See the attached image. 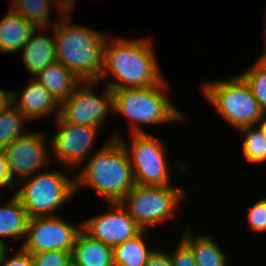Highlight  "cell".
I'll use <instances>...</instances> for the list:
<instances>
[{
	"mask_svg": "<svg viewBox=\"0 0 266 266\" xmlns=\"http://www.w3.org/2000/svg\"><path fill=\"white\" fill-rule=\"evenodd\" d=\"M109 38L108 36L104 44L103 69L99 82L111 73L113 78L106 85L115 90L154 86L165 79L152 40Z\"/></svg>",
	"mask_w": 266,
	"mask_h": 266,
	"instance_id": "1",
	"label": "cell"
},
{
	"mask_svg": "<svg viewBox=\"0 0 266 266\" xmlns=\"http://www.w3.org/2000/svg\"><path fill=\"white\" fill-rule=\"evenodd\" d=\"M71 13L67 11L64 15H59L60 20L51 27L57 61L81 81L99 82L103 69L104 44L108 36L88 26L69 23Z\"/></svg>",
	"mask_w": 266,
	"mask_h": 266,
	"instance_id": "2",
	"label": "cell"
},
{
	"mask_svg": "<svg viewBox=\"0 0 266 266\" xmlns=\"http://www.w3.org/2000/svg\"><path fill=\"white\" fill-rule=\"evenodd\" d=\"M90 155L75 179V193L83 186L97 191L105 201L120 202L136 185L129 155L117 139L107 140Z\"/></svg>",
	"mask_w": 266,
	"mask_h": 266,
	"instance_id": "3",
	"label": "cell"
},
{
	"mask_svg": "<svg viewBox=\"0 0 266 266\" xmlns=\"http://www.w3.org/2000/svg\"><path fill=\"white\" fill-rule=\"evenodd\" d=\"M167 86L164 79L154 86L112 90L113 112L130 120V134L147 133L142 128L145 125L182 121L183 114L165 94Z\"/></svg>",
	"mask_w": 266,
	"mask_h": 266,
	"instance_id": "4",
	"label": "cell"
},
{
	"mask_svg": "<svg viewBox=\"0 0 266 266\" xmlns=\"http://www.w3.org/2000/svg\"><path fill=\"white\" fill-rule=\"evenodd\" d=\"M202 92L212 108L236 131L256 125L265 115L240 74L221 81L205 82Z\"/></svg>",
	"mask_w": 266,
	"mask_h": 266,
	"instance_id": "5",
	"label": "cell"
},
{
	"mask_svg": "<svg viewBox=\"0 0 266 266\" xmlns=\"http://www.w3.org/2000/svg\"><path fill=\"white\" fill-rule=\"evenodd\" d=\"M17 185L15 196L30 218L55 216L56 210L75 194V179L71 180L59 170L37 172L21 179Z\"/></svg>",
	"mask_w": 266,
	"mask_h": 266,
	"instance_id": "6",
	"label": "cell"
},
{
	"mask_svg": "<svg viewBox=\"0 0 266 266\" xmlns=\"http://www.w3.org/2000/svg\"><path fill=\"white\" fill-rule=\"evenodd\" d=\"M185 191L172 185H135L120 201L137 225L145 231L171 220L182 202Z\"/></svg>",
	"mask_w": 266,
	"mask_h": 266,
	"instance_id": "7",
	"label": "cell"
},
{
	"mask_svg": "<svg viewBox=\"0 0 266 266\" xmlns=\"http://www.w3.org/2000/svg\"><path fill=\"white\" fill-rule=\"evenodd\" d=\"M130 136L129 145L117 133L110 138L119 140L125 147L133 169L135 183L145 186L171 185L169 175H171L172 167L167 161L165 144H162L161 138L148 133Z\"/></svg>",
	"mask_w": 266,
	"mask_h": 266,
	"instance_id": "8",
	"label": "cell"
},
{
	"mask_svg": "<svg viewBox=\"0 0 266 266\" xmlns=\"http://www.w3.org/2000/svg\"><path fill=\"white\" fill-rule=\"evenodd\" d=\"M98 81H82L72 95L60 104L59 117L68 123L101 128L113 111L112 90L105 85L103 94H94Z\"/></svg>",
	"mask_w": 266,
	"mask_h": 266,
	"instance_id": "9",
	"label": "cell"
},
{
	"mask_svg": "<svg viewBox=\"0 0 266 266\" xmlns=\"http://www.w3.org/2000/svg\"><path fill=\"white\" fill-rule=\"evenodd\" d=\"M55 119L58 130L51 141H48L51 148L50 158L53 155L60 166L73 172L80 169V165L85 164L83 162L89 158L101 128L64 122L59 116Z\"/></svg>",
	"mask_w": 266,
	"mask_h": 266,
	"instance_id": "10",
	"label": "cell"
},
{
	"mask_svg": "<svg viewBox=\"0 0 266 266\" xmlns=\"http://www.w3.org/2000/svg\"><path fill=\"white\" fill-rule=\"evenodd\" d=\"M82 222L72 224L58 215L29 218L24 243L20 246L30 254L51 250L72 251Z\"/></svg>",
	"mask_w": 266,
	"mask_h": 266,
	"instance_id": "11",
	"label": "cell"
},
{
	"mask_svg": "<svg viewBox=\"0 0 266 266\" xmlns=\"http://www.w3.org/2000/svg\"><path fill=\"white\" fill-rule=\"evenodd\" d=\"M109 211L82 222V230L91 238L108 245H116L137 236L142 229L120 202H108Z\"/></svg>",
	"mask_w": 266,
	"mask_h": 266,
	"instance_id": "12",
	"label": "cell"
},
{
	"mask_svg": "<svg viewBox=\"0 0 266 266\" xmlns=\"http://www.w3.org/2000/svg\"><path fill=\"white\" fill-rule=\"evenodd\" d=\"M39 132H27L7 146L5 154L13 179H21L48 166L50 158L46 149V137ZM15 176V177H14Z\"/></svg>",
	"mask_w": 266,
	"mask_h": 266,
	"instance_id": "13",
	"label": "cell"
},
{
	"mask_svg": "<svg viewBox=\"0 0 266 266\" xmlns=\"http://www.w3.org/2000/svg\"><path fill=\"white\" fill-rule=\"evenodd\" d=\"M21 92V93H20ZM12 104L30 121L52 113L57 118L60 104L37 80L30 79L22 91H12Z\"/></svg>",
	"mask_w": 266,
	"mask_h": 266,
	"instance_id": "14",
	"label": "cell"
},
{
	"mask_svg": "<svg viewBox=\"0 0 266 266\" xmlns=\"http://www.w3.org/2000/svg\"><path fill=\"white\" fill-rule=\"evenodd\" d=\"M38 28L28 22L23 16L13 12L0 20V51L1 53H15L20 51Z\"/></svg>",
	"mask_w": 266,
	"mask_h": 266,
	"instance_id": "15",
	"label": "cell"
},
{
	"mask_svg": "<svg viewBox=\"0 0 266 266\" xmlns=\"http://www.w3.org/2000/svg\"><path fill=\"white\" fill-rule=\"evenodd\" d=\"M34 79L43 85L59 104L70 97L82 82L58 61L47 65Z\"/></svg>",
	"mask_w": 266,
	"mask_h": 266,
	"instance_id": "16",
	"label": "cell"
},
{
	"mask_svg": "<svg viewBox=\"0 0 266 266\" xmlns=\"http://www.w3.org/2000/svg\"><path fill=\"white\" fill-rule=\"evenodd\" d=\"M71 258L77 266H114L113 248L83 230L77 236Z\"/></svg>",
	"mask_w": 266,
	"mask_h": 266,
	"instance_id": "17",
	"label": "cell"
},
{
	"mask_svg": "<svg viewBox=\"0 0 266 266\" xmlns=\"http://www.w3.org/2000/svg\"><path fill=\"white\" fill-rule=\"evenodd\" d=\"M35 31L21 49L22 61L29 73L35 77L47 65L57 61L54 36L49 37Z\"/></svg>",
	"mask_w": 266,
	"mask_h": 266,
	"instance_id": "18",
	"label": "cell"
},
{
	"mask_svg": "<svg viewBox=\"0 0 266 266\" xmlns=\"http://www.w3.org/2000/svg\"><path fill=\"white\" fill-rule=\"evenodd\" d=\"M181 239L191 248L197 266H229L228 257L211 235L194 236L191 229L184 230Z\"/></svg>",
	"mask_w": 266,
	"mask_h": 266,
	"instance_id": "19",
	"label": "cell"
},
{
	"mask_svg": "<svg viewBox=\"0 0 266 266\" xmlns=\"http://www.w3.org/2000/svg\"><path fill=\"white\" fill-rule=\"evenodd\" d=\"M11 10L23 16L28 22L33 23L38 29H50L58 21L50 19V9L52 5L60 15H64L67 10L61 0H12ZM52 24V25H51Z\"/></svg>",
	"mask_w": 266,
	"mask_h": 266,
	"instance_id": "20",
	"label": "cell"
},
{
	"mask_svg": "<svg viewBox=\"0 0 266 266\" xmlns=\"http://www.w3.org/2000/svg\"><path fill=\"white\" fill-rule=\"evenodd\" d=\"M29 218L20 200L13 194L7 203L0 206V244L7 247L1 238L19 240L25 237Z\"/></svg>",
	"mask_w": 266,
	"mask_h": 266,
	"instance_id": "21",
	"label": "cell"
},
{
	"mask_svg": "<svg viewBox=\"0 0 266 266\" xmlns=\"http://www.w3.org/2000/svg\"><path fill=\"white\" fill-rule=\"evenodd\" d=\"M148 231L142 230L137 236L113 247L114 266H145L154 249H148L145 242Z\"/></svg>",
	"mask_w": 266,
	"mask_h": 266,
	"instance_id": "22",
	"label": "cell"
},
{
	"mask_svg": "<svg viewBox=\"0 0 266 266\" xmlns=\"http://www.w3.org/2000/svg\"><path fill=\"white\" fill-rule=\"evenodd\" d=\"M25 121L28 119L13 104L0 113V151L27 133L23 131Z\"/></svg>",
	"mask_w": 266,
	"mask_h": 266,
	"instance_id": "23",
	"label": "cell"
},
{
	"mask_svg": "<svg viewBox=\"0 0 266 266\" xmlns=\"http://www.w3.org/2000/svg\"><path fill=\"white\" fill-rule=\"evenodd\" d=\"M244 136L242 154L245 161L252 164L266 163V140L257 125L237 130Z\"/></svg>",
	"mask_w": 266,
	"mask_h": 266,
	"instance_id": "24",
	"label": "cell"
},
{
	"mask_svg": "<svg viewBox=\"0 0 266 266\" xmlns=\"http://www.w3.org/2000/svg\"><path fill=\"white\" fill-rule=\"evenodd\" d=\"M248 83L254 97L266 114V69L257 61L251 68L240 74Z\"/></svg>",
	"mask_w": 266,
	"mask_h": 266,
	"instance_id": "25",
	"label": "cell"
},
{
	"mask_svg": "<svg viewBox=\"0 0 266 266\" xmlns=\"http://www.w3.org/2000/svg\"><path fill=\"white\" fill-rule=\"evenodd\" d=\"M72 251L51 250L31 254L34 266H66L72 261Z\"/></svg>",
	"mask_w": 266,
	"mask_h": 266,
	"instance_id": "26",
	"label": "cell"
},
{
	"mask_svg": "<svg viewBox=\"0 0 266 266\" xmlns=\"http://www.w3.org/2000/svg\"><path fill=\"white\" fill-rule=\"evenodd\" d=\"M247 222L250 230L261 234L266 232V200L264 198L259 199L249 208Z\"/></svg>",
	"mask_w": 266,
	"mask_h": 266,
	"instance_id": "27",
	"label": "cell"
},
{
	"mask_svg": "<svg viewBox=\"0 0 266 266\" xmlns=\"http://www.w3.org/2000/svg\"><path fill=\"white\" fill-rule=\"evenodd\" d=\"M176 248L169 253L172 266H197L191 248L180 238Z\"/></svg>",
	"mask_w": 266,
	"mask_h": 266,
	"instance_id": "28",
	"label": "cell"
},
{
	"mask_svg": "<svg viewBox=\"0 0 266 266\" xmlns=\"http://www.w3.org/2000/svg\"><path fill=\"white\" fill-rule=\"evenodd\" d=\"M8 247L0 256V266H34L32 256L27 251L19 248L14 256L8 257Z\"/></svg>",
	"mask_w": 266,
	"mask_h": 266,
	"instance_id": "29",
	"label": "cell"
},
{
	"mask_svg": "<svg viewBox=\"0 0 266 266\" xmlns=\"http://www.w3.org/2000/svg\"><path fill=\"white\" fill-rule=\"evenodd\" d=\"M14 182L16 183L17 181L11 175L5 154L0 151V187L14 188Z\"/></svg>",
	"mask_w": 266,
	"mask_h": 266,
	"instance_id": "30",
	"label": "cell"
},
{
	"mask_svg": "<svg viewBox=\"0 0 266 266\" xmlns=\"http://www.w3.org/2000/svg\"><path fill=\"white\" fill-rule=\"evenodd\" d=\"M145 266H172L171 256L162 249H155L149 255Z\"/></svg>",
	"mask_w": 266,
	"mask_h": 266,
	"instance_id": "31",
	"label": "cell"
},
{
	"mask_svg": "<svg viewBox=\"0 0 266 266\" xmlns=\"http://www.w3.org/2000/svg\"><path fill=\"white\" fill-rule=\"evenodd\" d=\"M12 105V91L0 89V113Z\"/></svg>",
	"mask_w": 266,
	"mask_h": 266,
	"instance_id": "32",
	"label": "cell"
},
{
	"mask_svg": "<svg viewBox=\"0 0 266 266\" xmlns=\"http://www.w3.org/2000/svg\"><path fill=\"white\" fill-rule=\"evenodd\" d=\"M256 125L260 128V131L266 140V114L259 120Z\"/></svg>",
	"mask_w": 266,
	"mask_h": 266,
	"instance_id": "33",
	"label": "cell"
},
{
	"mask_svg": "<svg viewBox=\"0 0 266 266\" xmlns=\"http://www.w3.org/2000/svg\"><path fill=\"white\" fill-rule=\"evenodd\" d=\"M62 4L64 6V8L68 11V12H72V8L74 7V4H76L75 0H61Z\"/></svg>",
	"mask_w": 266,
	"mask_h": 266,
	"instance_id": "34",
	"label": "cell"
},
{
	"mask_svg": "<svg viewBox=\"0 0 266 266\" xmlns=\"http://www.w3.org/2000/svg\"><path fill=\"white\" fill-rule=\"evenodd\" d=\"M264 50L260 55V58L257 60V62L266 69V44H264Z\"/></svg>",
	"mask_w": 266,
	"mask_h": 266,
	"instance_id": "35",
	"label": "cell"
},
{
	"mask_svg": "<svg viewBox=\"0 0 266 266\" xmlns=\"http://www.w3.org/2000/svg\"><path fill=\"white\" fill-rule=\"evenodd\" d=\"M5 248H6V247H5L4 245L0 244V256H1V254H2V252H3V250H4Z\"/></svg>",
	"mask_w": 266,
	"mask_h": 266,
	"instance_id": "36",
	"label": "cell"
},
{
	"mask_svg": "<svg viewBox=\"0 0 266 266\" xmlns=\"http://www.w3.org/2000/svg\"><path fill=\"white\" fill-rule=\"evenodd\" d=\"M66 266H77L73 261H71L70 263H68Z\"/></svg>",
	"mask_w": 266,
	"mask_h": 266,
	"instance_id": "37",
	"label": "cell"
}]
</instances>
